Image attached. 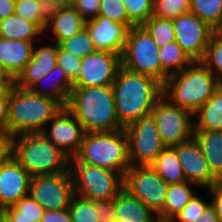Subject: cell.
<instances>
[{"mask_svg":"<svg viewBox=\"0 0 222 222\" xmlns=\"http://www.w3.org/2000/svg\"><path fill=\"white\" fill-rule=\"evenodd\" d=\"M111 86L117 118L122 128L150 114L154 104L163 95L161 82L122 66L118 69Z\"/></svg>","mask_w":222,"mask_h":222,"instance_id":"1","label":"cell"},{"mask_svg":"<svg viewBox=\"0 0 222 222\" xmlns=\"http://www.w3.org/2000/svg\"><path fill=\"white\" fill-rule=\"evenodd\" d=\"M66 108L81 123L85 133L122 129L111 85L73 87Z\"/></svg>","mask_w":222,"mask_h":222,"instance_id":"2","label":"cell"},{"mask_svg":"<svg viewBox=\"0 0 222 222\" xmlns=\"http://www.w3.org/2000/svg\"><path fill=\"white\" fill-rule=\"evenodd\" d=\"M61 108L56 101L13 84L9 90L7 130L13 136L42 133Z\"/></svg>","mask_w":222,"mask_h":222,"instance_id":"3","label":"cell"},{"mask_svg":"<svg viewBox=\"0 0 222 222\" xmlns=\"http://www.w3.org/2000/svg\"><path fill=\"white\" fill-rule=\"evenodd\" d=\"M220 85L207 67L201 62H193L166 79L163 95L173 104L194 114Z\"/></svg>","mask_w":222,"mask_h":222,"instance_id":"4","label":"cell"},{"mask_svg":"<svg viewBox=\"0 0 222 222\" xmlns=\"http://www.w3.org/2000/svg\"><path fill=\"white\" fill-rule=\"evenodd\" d=\"M13 158L31 175L59 174L69 171L70 158L43 133L14 136Z\"/></svg>","mask_w":222,"mask_h":222,"instance_id":"5","label":"cell"},{"mask_svg":"<svg viewBox=\"0 0 222 222\" xmlns=\"http://www.w3.org/2000/svg\"><path fill=\"white\" fill-rule=\"evenodd\" d=\"M75 158L80 163L105 168L124 176L131 167L124 129L85 133Z\"/></svg>","mask_w":222,"mask_h":222,"instance_id":"6","label":"cell"},{"mask_svg":"<svg viewBox=\"0 0 222 222\" xmlns=\"http://www.w3.org/2000/svg\"><path fill=\"white\" fill-rule=\"evenodd\" d=\"M74 194L89 199L105 201L116 197L124 185L121 173L70 159Z\"/></svg>","mask_w":222,"mask_h":222,"instance_id":"7","label":"cell"},{"mask_svg":"<svg viewBox=\"0 0 222 222\" xmlns=\"http://www.w3.org/2000/svg\"><path fill=\"white\" fill-rule=\"evenodd\" d=\"M159 46L142 26L128 30L121 66L139 74L151 76L161 82Z\"/></svg>","mask_w":222,"mask_h":222,"instance_id":"8","label":"cell"},{"mask_svg":"<svg viewBox=\"0 0 222 222\" xmlns=\"http://www.w3.org/2000/svg\"><path fill=\"white\" fill-rule=\"evenodd\" d=\"M123 129L127 136L131 166H150L166 147L161 141L152 113L142 116Z\"/></svg>","mask_w":222,"mask_h":222,"instance_id":"9","label":"cell"},{"mask_svg":"<svg viewBox=\"0 0 222 222\" xmlns=\"http://www.w3.org/2000/svg\"><path fill=\"white\" fill-rule=\"evenodd\" d=\"M123 189L163 220L168 184L151 166H131L124 174Z\"/></svg>","mask_w":222,"mask_h":222,"instance_id":"10","label":"cell"},{"mask_svg":"<svg viewBox=\"0 0 222 222\" xmlns=\"http://www.w3.org/2000/svg\"><path fill=\"white\" fill-rule=\"evenodd\" d=\"M151 113L166 147H174L194 136V114L173 104L164 95L154 104Z\"/></svg>","mask_w":222,"mask_h":222,"instance_id":"11","label":"cell"},{"mask_svg":"<svg viewBox=\"0 0 222 222\" xmlns=\"http://www.w3.org/2000/svg\"><path fill=\"white\" fill-rule=\"evenodd\" d=\"M29 195L45 210L69 209L74 195L71 171L32 176Z\"/></svg>","mask_w":222,"mask_h":222,"instance_id":"12","label":"cell"},{"mask_svg":"<svg viewBox=\"0 0 222 222\" xmlns=\"http://www.w3.org/2000/svg\"><path fill=\"white\" fill-rule=\"evenodd\" d=\"M172 22L175 41L193 62H200L215 31L191 12L179 15Z\"/></svg>","mask_w":222,"mask_h":222,"instance_id":"13","label":"cell"},{"mask_svg":"<svg viewBox=\"0 0 222 222\" xmlns=\"http://www.w3.org/2000/svg\"><path fill=\"white\" fill-rule=\"evenodd\" d=\"M48 124L42 131L45 137L70 159L74 158L80 150L85 135L81 123L66 107H63Z\"/></svg>","mask_w":222,"mask_h":222,"instance_id":"14","label":"cell"},{"mask_svg":"<svg viewBox=\"0 0 222 222\" xmlns=\"http://www.w3.org/2000/svg\"><path fill=\"white\" fill-rule=\"evenodd\" d=\"M120 66V55L97 50L81 59V73L73 87L112 85Z\"/></svg>","mask_w":222,"mask_h":222,"instance_id":"15","label":"cell"},{"mask_svg":"<svg viewBox=\"0 0 222 222\" xmlns=\"http://www.w3.org/2000/svg\"><path fill=\"white\" fill-rule=\"evenodd\" d=\"M187 182L200 188H210L218 180L211 173L202 150L194 138L174 146Z\"/></svg>","mask_w":222,"mask_h":222,"instance_id":"16","label":"cell"},{"mask_svg":"<svg viewBox=\"0 0 222 222\" xmlns=\"http://www.w3.org/2000/svg\"><path fill=\"white\" fill-rule=\"evenodd\" d=\"M85 28L97 50L122 56L129 30L126 25L98 15L95 19L86 21Z\"/></svg>","mask_w":222,"mask_h":222,"instance_id":"17","label":"cell"},{"mask_svg":"<svg viewBox=\"0 0 222 222\" xmlns=\"http://www.w3.org/2000/svg\"><path fill=\"white\" fill-rule=\"evenodd\" d=\"M31 175L12 157L0 164V209L14 206L29 194Z\"/></svg>","mask_w":222,"mask_h":222,"instance_id":"18","label":"cell"},{"mask_svg":"<svg viewBox=\"0 0 222 222\" xmlns=\"http://www.w3.org/2000/svg\"><path fill=\"white\" fill-rule=\"evenodd\" d=\"M58 44L37 46L33 48L31 60L23 71L14 80V85L29 90L35 83L39 82L55 66H57Z\"/></svg>","mask_w":222,"mask_h":222,"instance_id":"19","label":"cell"},{"mask_svg":"<svg viewBox=\"0 0 222 222\" xmlns=\"http://www.w3.org/2000/svg\"><path fill=\"white\" fill-rule=\"evenodd\" d=\"M36 41L8 40L0 37V69L13 81L31 60Z\"/></svg>","mask_w":222,"mask_h":222,"instance_id":"20","label":"cell"},{"mask_svg":"<svg viewBox=\"0 0 222 222\" xmlns=\"http://www.w3.org/2000/svg\"><path fill=\"white\" fill-rule=\"evenodd\" d=\"M43 83H48L49 88L42 90L43 88L41 89L39 86ZM72 88L73 83L67 78L64 70L57 65L29 90L34 94L56 101L63 108L68 104Z\"/></svg>","mask_w":222,"mask_h":222,"instance_id":"21","label":"cell"},{"mask_svg":"<svg viewBox=\"0 0 222 222\" xmlns=\"http://www.w3.org/2000/svg\"><path fill=\"white\" fill-rule=\"evenodd\" d=\"M204 158L213 176L222 181V131L219 130H194Z\"/></svg>","mask_w":222,"mask_h":222,"instance_id":"22","label":"cell"},{"mask_svg":"<svg viewBox=\"0 0 222 222\" xmlns=\"http://www.w3.org/2000/svg\"><path fill=\"white\" fill-rule=\"evenodd\" d=\"M86 21L72 7L61 8L60 11L47 24L45 31L52 32L54 43L58 45L70 39L85 27Z\"/></svg>","mask_w":222,"mask_h":222,"instance_id":"23","label":"cell"},{"mask_svg":"<svg viewBox=\"0 0 222 222\" xmlns=\"http://www.w3.org/2000/svg\"><path fill=\"white\" fill-rule=\"evenodd\" d=\"M116 221L121 222H156L158 217L140 200L123 189L116 196Z\"/></svg>","mask_w":222,"mask_h":222,"instance_id":"24","label":"cell"},{"mask_svg":"<svg viewBox=\"0 0 222 222\" xmlns=\"http://www.w3.org/2000/svg\"><path fill=\"white\" fill-rule=\"evenodd\" d=\"M194 130L222 131L221 85L213 93V95L194 113Z\"/></svg>","mask_w":222,"mask_h":222,"instance_id":"25","label":"cell"},{"mask_svg":"<svg viewBox=\"0 0 222 222\" xmlns=\"http://www.w3.org/2000/svg\"><path fill=\"white\" fill-rule=\"evenodd\" d=\"M43 32L36 23L27 21L15 13L0 20V37L4 39L37 41Z\"/></svg>","mask_w":222,"mask_h":222,"instance_id":"26","label":"cell"},{"mask_svg":"<svg viewBox=\"0 0 222 222\" xmlns=\"http://www.w3.org/2000/svg\"><path fill=\"white\" fill-rule=\"evenodd\" d=\"M158 51L161 64L162 84L165 83L169 76L181 72L193 63L191 58L183 51L181 46L176 41L159 47Z\"/></svg>","mask_w":222,"mask_h":222,"instance_id":"27","label":"cell"},{"mask_svg":"<svg viewBox=\"0 0 222 222\" xmlns=\"http://www.w3.org/2000/svg\"><path fill=\"white\" fill-rule=\"evenodd\" d=\"M150 166L168 185L186 181L175 147H165Z\"/></svg>","mask_w":222,"mask_h":222,"instance_id":"28","label":"cell"},{"mask_svg":"<svg viewBox=\"0 0 222 222\" xmlns=\"http://www.w3.org/2000/svg\"><path fill=\"white\" fill-rule=\"evenodd\" d=\"M194 185L187 181L168 185L163 208V220H172L188 204L195 195L192 190Z\"/></svg>","mask_w":222,"mask_h":222,"instance_id":"29","label":"cell"},{"mask_svg":"<svg viewBox=\"0 0 222 222\" xmlns=\"http://www.w3.org/2000/svg\"><path fill=\"white\" fill-rule=\"evenodd\" d=\"M190 12L215 32L222 25V0H190Z\"/></svg>","mask_w":222,"mask_h":222,"instance_id":"30","label":"cell"},{"mask_svg":"<svg viewBox=\"0 0 222 222\" xmlns=\"http://www.w3.org/2000/svg\"><path fill=\"white\" fill-rule=\"evenodd\" d=\"M215 76L216 80L222 84V36L214 32L208 42L204 57L200 61Z\"/></svg>","mask_w":222,"mask_h":222,"instance_id":"31","label":"cell"},{"mask_svg":"<svg viewBox=\"0 0 222 222\" xmlns=\"http://www.w3.org/2000/svg\"><path fill=\"white\" fill-rule=\"evenodd\" d=\"M141 26L149 33L159 47L175 41V33L171 19H161L151 16Z\"/></svg>","mask_w":222,"mask_h":222,"instance_id":"32","label":"cell"},{"mask_svg":"<svg viewBox=\"0 0 222 222\" xmlns=\"http://www.w3.org/2000/svg\"><path fill=\"white\" fill-rule=\"evenodd\" d=\"M59 47L80 59L97 51L85 27L70 39L62 41Z\"/></svg>","mask_w":222,"mask_h":222,"instance_id":"33","label":"cell"},{"mask_svg":"<svg viewBox=\"0 0 222 222\" xmlns=\"http://www.w3.org/2000/svg\"><path fill=\"white\" fill-rule=\"evenodd\" d=\"M190 12V0H154L152 16L161 19H175Z\"/></svg>","mask_w":222,"mask_h":222,"instance_id":"34","label":"cell"},{"mask_svg":"<svg viewBox=\"0 0 222 222\" xmlns=\"http://www.w3.org/2000/svg\"><path fill=\"white\" fill-rule=\"evenodd\" d=\"M69 213L73 222H99L98 214L92 200L74 194L69 205Z\"/></svg>","mask_w":222,"mask_h":222,"instance_id":"35","label":"cell"},{"mask_svg":"<svg viewBox=\"0 0 222 222\" xmlns=\"http://www.w3.org/2000/svg\"><path fill=\"white\" fill-rule=\"evenodd\" d=\"M124 24L129 29L136 26L129 18L122 0H100L99 14Z\"/></svg>","mask_w":222,"mask_h":222,"instance_id":"36","label":"cell"},{"mask_svg":"<svg viewBox=\"0 0 222 222\" xmlns=\"http://www.w3.org/2000/svg\"><path fill=\"white\" fill-rule=\"evenodd\" d=\"M128 18L136 25L141 26L153 14L154 0H122Z\"/></svg>","mask_w":222,"mask_h":222,"instance_id":"37","label":"cell"},{"mask_svg":"<svg viewBox=\"0 0 222 222\" xmlns=\"http://www.w3.org/2000/svg\"><path fill=\"white\" fill-rule=\"evenodd\" d=\"M14 13L27 21L36 23L45 31L47 25L40 18L37 0H16Z\"/></svg>","mask_w":222,"mask_h":222,"instance_id":"38","label":"cell"},{"mask_svg":"<svg viewBox=\"0 0 222 222\" xmlns=\"http://www.w3.org/2000/svg\"><path fill=\"white\" fill-rule=\"evenodd\" d=\"M57 65L61 67L67 78L74 83L81 73V59L62 50L58 46Z\"/></svg>","mask_w":222,"mask_h":222,"instance_id":"39","label":"cell"},{"mask_svg":"<svg viewBox=\"0 0 222 222\" xmlns=\"http://www.w3.org/2000/svg\"><path fill=\"white\" fill-rule=\"evenodd\" d=\"M210 204L205 202L198 195H194L188 204L172 219L174 222H194Z\"/></svg>","mask_w":222,"mask_h":222,"instance_id":"40","label":"cell"},{"mask_svg":"<svg viewBox=\"0 0 222 222\" xmlns=\"http://www.w3.org/2000/svg\"><path fill=\"white\" fill-rule=\"evenodd\" d=\"M13 207L18 211V217L42 218L45 211L29 194L21 198Z\"/></svg>","mask_w":222,"mask_h":222,"instance_id":"41","label":"cell"},{"mask_svg":"<svg viewBox=\"0 0 222 222\" xmlns=\"http://www.w3.org/2000/svg\"><path fill=\"white\" fill-rule=\"evenodd\" d=\"M92 204L97 211L99 222H113L116 214V197L105 201L92 200Z\"/></svg>","mask_w":222,"mask_h":222,"instance_id":"42","label":"cell"},{"mask_svg":"<svg viewBox=\"0 0 222 222\" xmlns=\"http://www.w3.org/2000/svg\"><path fill=\"white\" fill-rule=\"evenodd\" d=\"M100 0H74L73 7L85 20L95 19L99 14Z\"/></svg>","mask_w":222,"mask_h":222,"instance_id":"43","label":"cell"},{"mask_svg":"<svg viewBox=\"0 0 222 222\" xmlns=\"http://www.w3.org/2000/svg\"><path fill=\"white\" fill-rule=\"evenodd\" d=\"M13 138L8 130H0V164L8 162L13 157Z\"/></svg>","mask_w":222,"mask_h":222,"instance_id":"44","label":"cell"},{"mask_svg":"<svg viewBox=\"0 0 222 222\" xmlns=\"http://www.w3.org/2000/svg\"><path fill=\"white\" fill-rule=\"evenodd\" d=\"M210 204L214 207L219 222H222V181H217L208 188Z\"/></svg>","mask_w":222,"mask_h":222,"instance_id":"45","label":"cell"},{"mask_svg":"<svg viewBox=\"0 0 222 222\" xmlns=\"http://www.w3.org/2000/svg\"><path fill=\"white\" fill-rule=\"evenodd\" d=\"M38 6L40 18L46 25L61 9V7H59L53 0H39Z\"/></svg>","mask_w":222,"mask_h":222,"instance_id":"46","label":"cell"},{"mask_svg":"<svg viewBox=\"0 0 222 222\" xmlns=\"http://www.w3.org/2000/svg\"><path fill=\"white\" fill-rule=\"evenodd\" d=\"M40 222H73L69 209L45 210Z\"/></svg>","mask_w":222,"mask_h":222,"instance_id":"47","label":"cell"},{"mask_svg":"<svg viewBox=\"0 0 222 222\" xmlns=\"http://www.w3.org/2000/svg\"><path fill=\"white\" fill-rule=\"evenodd\" d=\"M4 222H40L41 218L18 217V211L12 206L3 210Z\"/></svg>","mask_w":222,"mask_h":222,"instance_id":"48","label":"cell"},{"mask_svg":"<svg viewBox=\"0 0 222 222\" xmlns=\"http://www.w3.org/2000/svg\"><path fill=\"white\" fill-rule=\"evenodd\" d=\"M9 118V92L8 95L0 99V130H7Z\"/></svg>","mask_w":222,"mask_h":222,"instance_id":"49","label":"cell"},{"mask_svg":"<svg viewBox=\"0 0 222 222\" xmlns=\"http://www.w3.org/2000/svg\"><path fill=\"white\" fill-rule=\"evenodd\" d=\"M194 222H219L214 207L209 204Z\"/></svg>","mask_w":222,"mask_h":222,"instance_id":"50","label":"cell"},{"mask_svg":"<svg viewBox=\"0 0 222 222\" xmlns=\"http://www.w3.org/2000/svg\"><path fill=\"white\" fill-rule=\"evenodd\" d=\"M15 1L16 0H0V20L14 14Z\"/></svg>","mask_w":222,"mask_h":222,"instance_id":"51","label":"cell"},{"mask_svg":"<svg viewBox=\"0 0 222 222\" xmlns=\"http://www.w3.org/2000/svg\"><path fill=\"white\" fill-rule=\"evenodd\" d=\"M14 81L10 77H0V99L6 97Z\"/></svg>","mask_w":222,"mask_h":222,"instance_id":"52","label":"cell"},{"mask_svg":"<svg viewBox=\"0 0 222 222\" xmlns=\"http://www.w3.org/2000/svg\"><path fill=\"white\" fill-rule=\"evenodd\" d=\"M53 1L61 8L72 7L74 4V0H53Z\"/></svg>","mask_w":222,"mask_h":222,"instance_id":"53","label":"cell"},{"mask_svg":"<svg viewBox=\"0 0 222 222\" xmlns=\"http://www.w3.org/2000/svg\"><path fill=\"white\" fill-rule=\"evenodd\" d=\"M0 222H4L3 210L0 209Z\"/></svg>","mask_w":222,"mask_h":222,"instance_id":"54","label":"cell"},{"mask_svg":"<svg viewBox=\"0 0 222 222\" xmlns=\"http://www.w3.org/2000/svg\"><path fill=\"white\" fill-rule=\"evenodd\" d=\"M156 222H174L173 220H162V219H157Z\"/></svg>","mask_w":222,"mask_h":222,"instance_id":"55","label":"cell"},{"mask_svg":"<svg viewBox=\"0 0 222 222\" xmlns=\"http://www.w3.org/2000/svg\"><path fill=\"white\" fill-rule=\"evenodd\" d=\"M0 77H9V76L4 74V72L0 69Z\"/></svg>","mask_w":222,"mask_h":222,"instance_id":"56","label":"cell"},{"mask_svg":"<svg viewBox=\"0 0 222 222\" xmlns=\"http://www.w3.org/2000/svg\"><path fill=\"white\" fill-rule=\"evenodd\" d=\"M216 32H218L222 36V25Z\"/></svg>","mask_w":222,"mask_h":222,"instance_id":"57","label":"cell"}]
</instances>
